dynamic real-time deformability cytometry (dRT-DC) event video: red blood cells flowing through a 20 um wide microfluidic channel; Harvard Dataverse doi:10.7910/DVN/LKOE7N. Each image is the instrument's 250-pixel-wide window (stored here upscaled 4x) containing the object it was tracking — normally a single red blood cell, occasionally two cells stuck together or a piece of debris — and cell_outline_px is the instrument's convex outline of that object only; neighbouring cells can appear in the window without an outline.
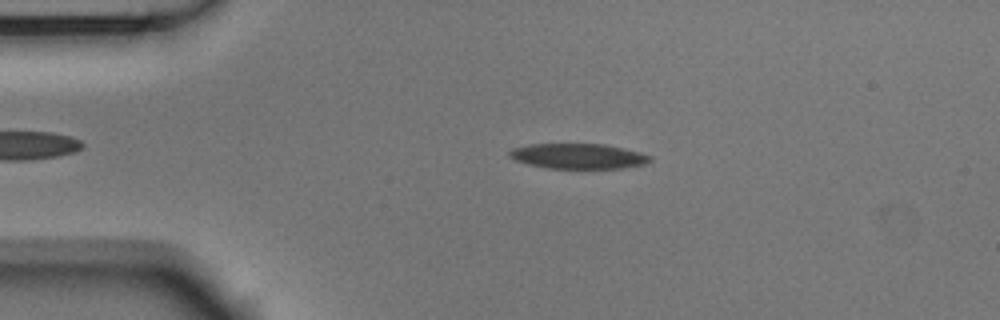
{"species": "Egyptian fruit bat (a non-hibernating species)", "species_latin": "Rousettus aegyptiacus", "temperature_condition": "room temperature", "stored_images_in_passage": 52, "camera_frame_rate_fps": 3000, "um_per_image_px": 0.085, "animal": {"sex": "male"}, "frame": {"image": 1, "passage_image": 10, "time_ms": 3.0, "image_size_px": [1000, 320], "cell_outline_px": [[652, 160], [644, 164], [620, 168], [548, 168], [528, 164], [516, 160], [508, 156], [508, 152], [512, 148], [528, 144], [604, 144], [640, 152], [652, 156]], "centroid_in_image_um": [49.13, 13.27], "position_along_channel_um": 35.9, "area_um2": 20.58}}
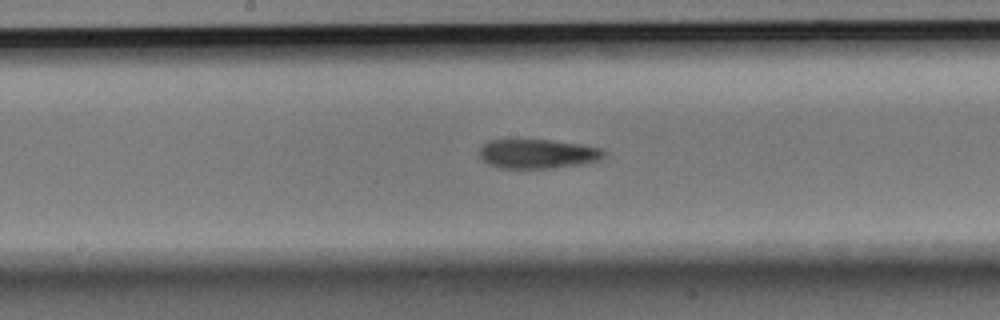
{"frame": {"image": 2, "passage_image": 26, "time_ms": 8.333, "image_size_px": [1000, 320], "cell_outline_px": [[604, 156], [600, 160], [580, 164], [548, 168], [500, 168], [488, 164], [480, 156], [480, 148], [488, 140], [548, 140], [580, 144], [600, 148], [604, 152]], "centroid_in_image_um": [45.68, 13.07], "position_along_channel_um": 202.5, "area_um2": 20.98}}
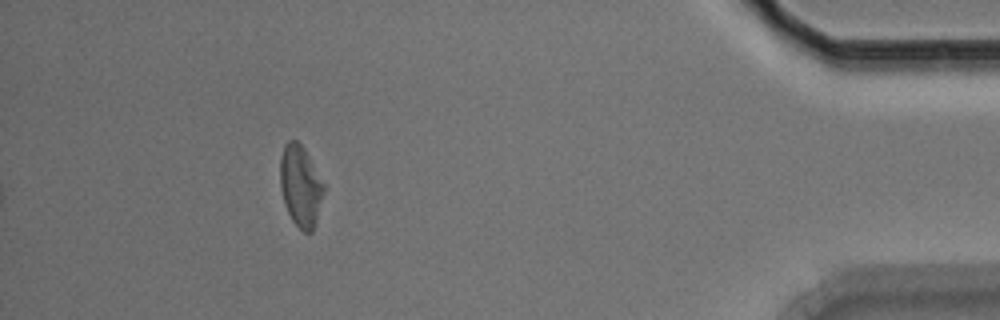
{"frame": {"image": 3, "passage_image": 47, "time_ms": 15.333, "image_size_px": [1000, 320], "cell_outline_px": [[324, 192], [316, 220], [312, 232], [304, 232], [292, 220], [284, 204], [280, 188], [280, 156], [284, 144], [288, 140], [296, 140], [304, 148], [324, 184]], "centroid_in_image_um": [25.52, 15.78], "position_along_channel_um": 409.7, "area_um2": 20.52}, "authors_computed_cell_mechanics": {"area_um2": 21.8773, "velocity_mm_per_s": 3.7548, "shape_relaxation_time_tau1_ms": null, "shape_relaxation_time_tau2_ms": 7.1427, "deformation_change_tau1": null, "deformation_change_tau2": 0.1747}}